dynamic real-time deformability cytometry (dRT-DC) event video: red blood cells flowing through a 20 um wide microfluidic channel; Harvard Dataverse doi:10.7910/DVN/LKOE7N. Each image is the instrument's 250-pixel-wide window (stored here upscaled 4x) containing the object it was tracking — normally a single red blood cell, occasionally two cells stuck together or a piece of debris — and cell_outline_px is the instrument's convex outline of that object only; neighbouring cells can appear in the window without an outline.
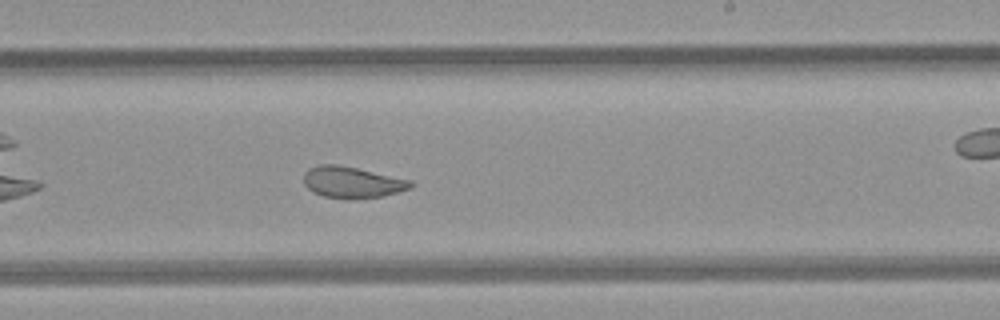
{"species": "common noctule bat (a hibernating species)", "species_latin": "Nyctalus noctula", "temperature_condition": "room temperature", "stored_images_in_passage": 38, "camera_frame_rate_fps": 3000, "um_per_image_px": 0.085, "animal": {"sex": "female", "body_mass_g": 21.9}, "frame": {"image": 1, "passage_image": 17, "time_ms": 5.333, "image_size_px": [1000, 320], "cell_outline_px": [[416, 184], [412, 188], [384, 196], [348, 200], [324, 196], [312, 192], [304, 184], [304, 172], [308, 168], [320, 164], [336, 164], [356, 168], [412, 180]], "centroid_in_image_um": [29.95, 15.51], "position_along_channel_um": 259.1, "area_um2": 19.83}, "authors_computed_cell_mechanics": {"area_um2": 21.5305, "velocity_mm_per_s": 4.1993, "shape_relaxation_time_tau1_ms": null, "shape_relaxation_time_tau2_ms": 1.4465, "deformation_change_tau1": null, "deformation_change_tau2": 0.084}}